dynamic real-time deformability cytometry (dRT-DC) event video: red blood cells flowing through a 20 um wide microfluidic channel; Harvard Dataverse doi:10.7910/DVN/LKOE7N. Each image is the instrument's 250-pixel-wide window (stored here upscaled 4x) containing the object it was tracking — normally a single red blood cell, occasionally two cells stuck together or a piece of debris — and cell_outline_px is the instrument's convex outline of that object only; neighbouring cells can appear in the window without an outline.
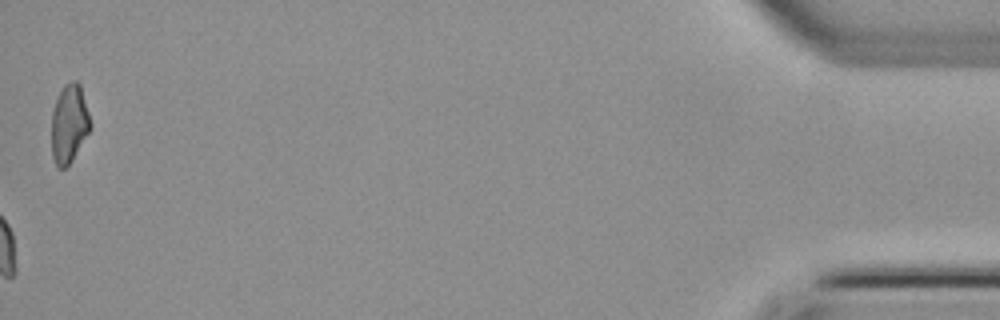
{"species": "common noctule bat (a hibernating species)", "species_latin": "Nyctalus noctula", "temperature_condition": "cold", "stored_images_in_passage": 46, "camera_frame_rate_fps": 3000, "um_per_image_px": 0.085, "animal": {"sex": "female", "body_mass_g": 22.7, "forearm_length_mm": 54.2}, "frame": {"image": 1, "passage_image": 46, "time_ms": 15.0, "image_size_px": [1000, 320], "cell_outline_px": [[92, 128], [72, 160], [64, 168], [56, 168], [52, 156], [52, 112], [56, 100], [64, 84], [72, 80], [76, 80], [80, 84], [92, 124]], "centroid_in_image_um": [5.89, 10.52], "position_along_channel_um": 429.3, "area_um2": 17.86}}